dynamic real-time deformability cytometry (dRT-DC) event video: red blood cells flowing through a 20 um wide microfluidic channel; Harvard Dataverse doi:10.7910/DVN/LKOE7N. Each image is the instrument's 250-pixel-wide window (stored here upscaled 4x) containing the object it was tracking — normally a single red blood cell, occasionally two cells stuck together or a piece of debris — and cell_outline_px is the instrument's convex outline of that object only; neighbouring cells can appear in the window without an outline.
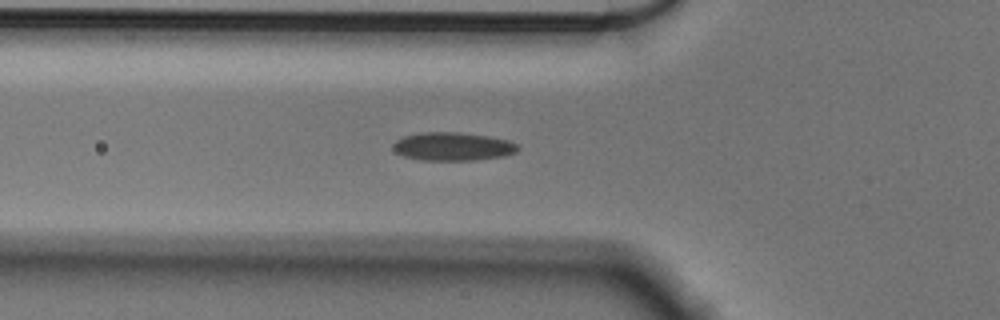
{"species": "Egyptian fruit bat (a non-hibernating species)", "species_latin": "Rousettus aegyptiacus", "temperature_condition": "cold", "stored_images_in_passage": 38, "camera_frame_rate_fps": 3000, "um_per_image_px": 0.085, "animal": {"sex": "male"}, "frame": {"image": 1, "passage_image": 2, "time_ms": 0.333, "image_size_px": [1000, 320], "cell_outline_px": [[520, 148], [516, 152], [504, 156], [476, 160], [420, 160], [404, 156], [396, 152], [392, 144], [396, 140], [404, 136], [420, 132], [460, 132], [488, 136], [508, 140], [516, 144]], "centroid_in_image_um": [38.49, 12.45], "position_along_channel_um": 87.3, "area_um2": 20.63}}
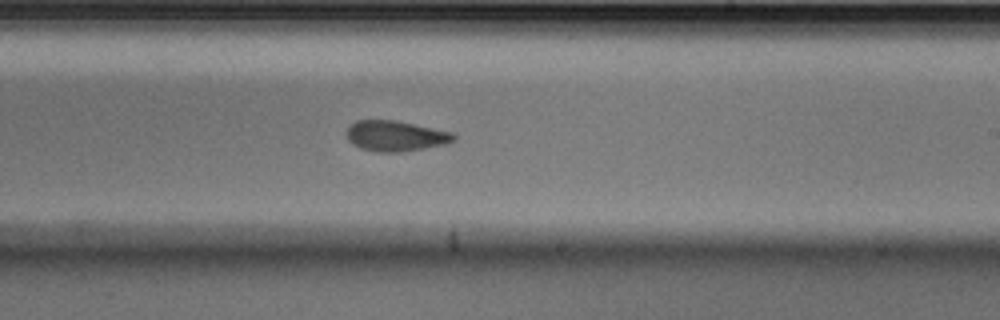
{"frame": {"image": 2, "passage_image": 16, "time_ms": 5.0, "image_size_px": [1000, 320], "cell_outline_px": [[456, 140], [448, 144], [400, 152], [376, 152], [360, 148], [352, 144], [348, 140], [348, 128], [356, 120], [396, 120], [452, 132], [456, 136]], "centroid_in_image_um": [33.65, 11.56], "position_along_channel_um": 255.3, "area_um2": 19.07}}
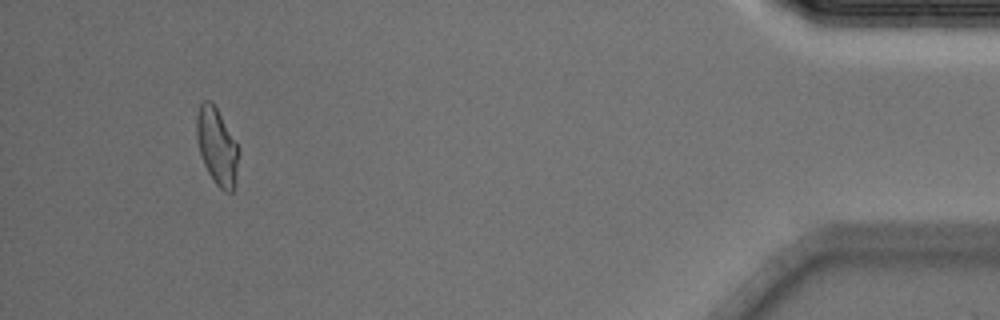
{"frame": {"image": 3, "passage_image": 35, "time_ms": 11.333, "image_size_px": [1000, 320], "cell_outline_px": [[240, 152], [236, 184], [232, 192], [224, 192], [216, 184], [208, 172], [204, 164], [200, 152], [196, 136], [196, 116], [200, 104], [204, 100], [212, 100], [240, 148]], "centroid_in_image_um": [18.47, 12.45], "position_along_channel_um": 416.7, "area_um2": 19.13}}